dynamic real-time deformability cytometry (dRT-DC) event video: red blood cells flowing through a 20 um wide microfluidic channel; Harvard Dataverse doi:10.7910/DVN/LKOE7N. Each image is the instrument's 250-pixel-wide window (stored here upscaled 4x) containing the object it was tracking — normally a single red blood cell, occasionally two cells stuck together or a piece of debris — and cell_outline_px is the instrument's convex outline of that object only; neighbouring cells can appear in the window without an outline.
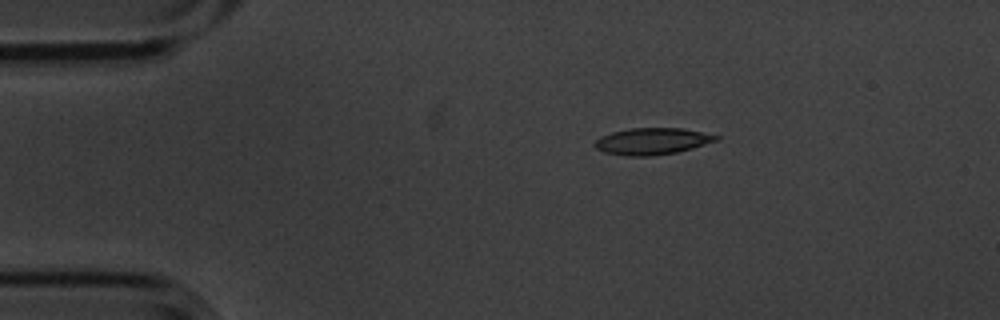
{"species": "common noctule bat (a hibernating species)", "species_latin": "Nyctalus noctula", "temperature_condition": "cold", "stored_images_in_passage": 47, "camera_frame_rate_fps": 3000, "um_per_image_px": 0.085, "animal": {"sex": "male", "body_mass_g": 20.1, "forearm_length_mm": 53.5}, "frame": {"image": 1, "passage_image": 1, "time_ms": 0.0, "image_size_px": [1000, 320], "cell_outline_px": [[720, 140], [692, 148], [676, 152], [652, 156], [624, 156], [604, 152], [596, 148], [596, 140], [600, 136], [612, 132], [632, 128], [680, 128], [720, 136]], "centroid_in_image_um": [55.44, 12.01], "position_along_channel_um": 29.6, "area_um2": 18.73}}
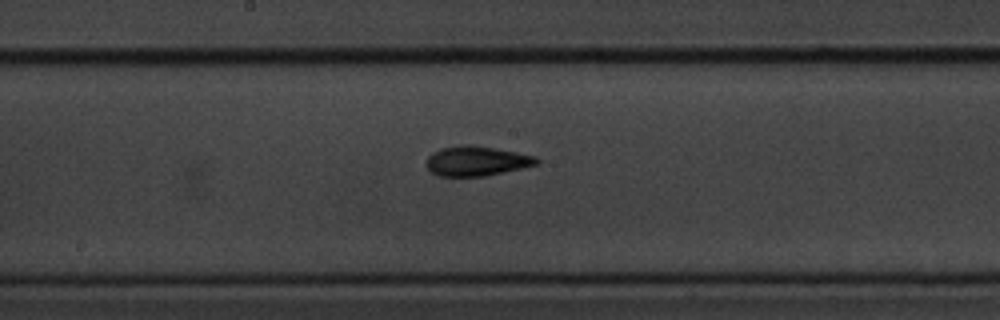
{"frame": {"image": 2, "passage_image": 20, "time_ms": 6.333, "image_size_px": [1000, 320], "cell_outline_px": [[540, 164], [484, 176], [440, 176], [432, 172], [424, 164], [428, 156], [432, 152], [440, 148], [456, 144], [472, 144], [496, 148], [536, 156], [540, 160]], "centroid_in_image_um": [40.49, 13.66], "position_along_channel_um": 207.7, "area_um2": 19.42}}
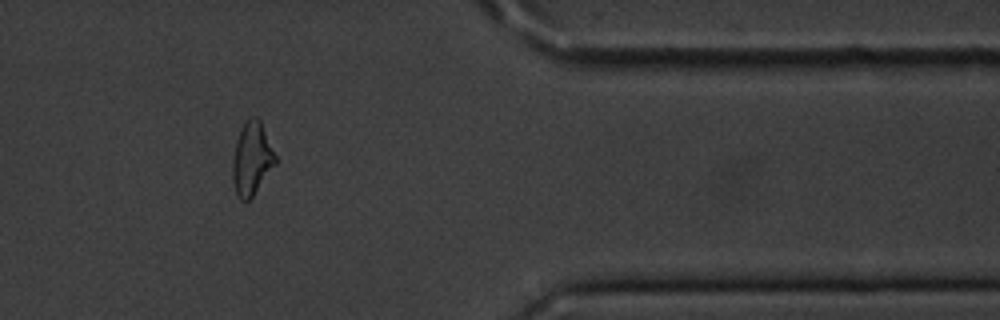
{"frame": {"image": 3, "passage_image": 37, "time_ms": 12.0, "image_size_px": [1000, 320], "cell_outline_px": [[276, 164], [252, 196], [244, 204], [236, 196], [232, 180], [232, 160], [236, 140], [240, 128], [252, 116], [256, 116], [260, 120], [276, 156]], "centroid_in_image_um": [21.37, 13.52], "position_along_channel_um": 390.0, "area_um2": 18.26}, "authors_computed_cell_mechanics": {"area_um2": 18.4382, "velocity_mm_per_s": 3.5901, "shape_relaxation_time_tau1_ms": 5.3605, "shape_relaxation_time_tau2_ms": 3.275, "deformation_change_tau1": 0.1876, "deformation_change_tau2": 0.0971}}